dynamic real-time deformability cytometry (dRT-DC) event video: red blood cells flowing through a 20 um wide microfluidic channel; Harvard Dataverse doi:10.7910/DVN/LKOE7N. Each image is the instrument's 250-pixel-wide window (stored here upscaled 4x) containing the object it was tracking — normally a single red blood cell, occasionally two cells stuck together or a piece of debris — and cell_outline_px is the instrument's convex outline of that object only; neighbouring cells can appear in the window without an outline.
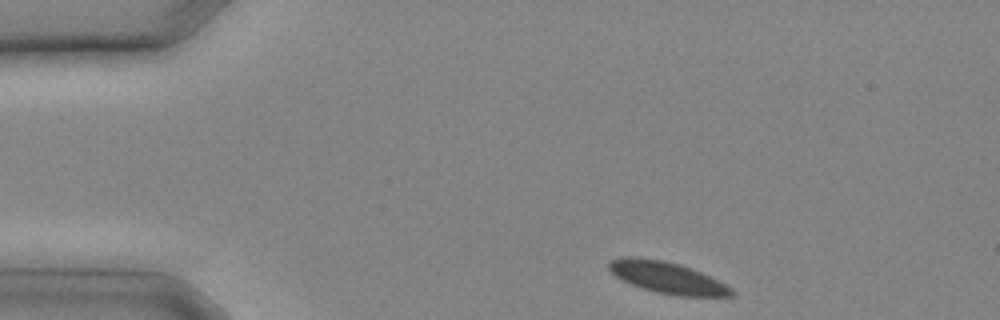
{"species": "common noctule bat (a hibernating species)", "species_latin": "Nyctalus noctula", "temperature_condition": "cold", "stored_images_in_passage": 8, "camera_frame_rate_fps": 3000, "um_per_image_px": 0.085, "animal": {"sex": "male", "body_mass_g": 20.4}, "frame": {"image": 1, "passage_image": 1, "time_ms": 0.0, "image_size_px": [1000, 320], "cell_outline_px": [[736, 296], [676, 296], [656, 292], [632, 284], [616, 276], [608, 268], [608, 260], [620, 256], [636, 256], [660, 260], [676, 264], [700, 272], [732, 288], [736, 292]], "centroid_in_image_um": [56.69, 23.59], "position_along_channel_um": 28.3, "area_um2": 22.25}}
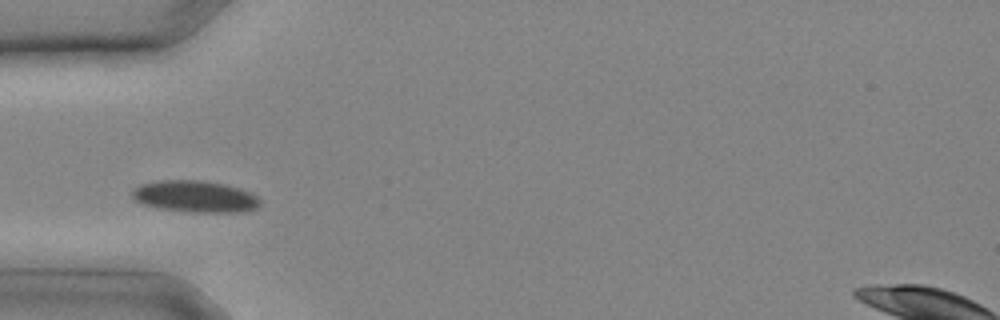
{"frame": {"image": 2, "passage_image": 5, "time_ms": 1.333, "image_size_px": [1000, 320], "cell_outline_px": [[260, 204], [256, 208], [244, 212], [192, 212], [160, 208], [144, 204], [136, 200], [132, 196], [132, 188], [140, 184], [160, 180], [204, 180], [224, 184], [240, 188], [252, 192], [260, 200]], "centroid_in_image_um": [16.6, 16.69], "position_along_channel_um": 68.4, "area_um2": 23.7}}
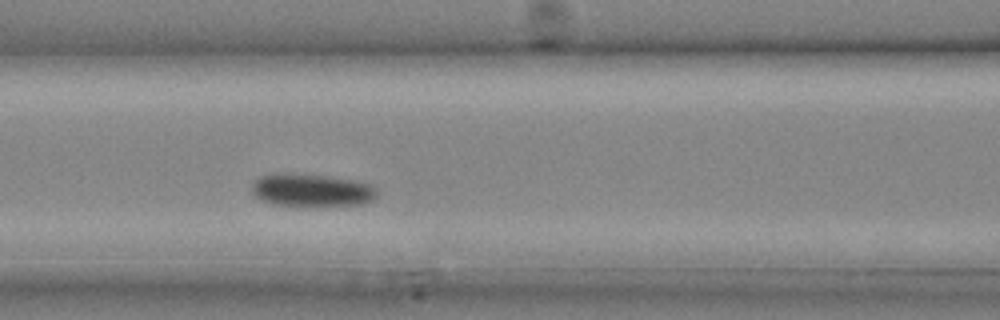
{"frame": {"image": 3, "passage_image": 8, "time_ms": 2.333, "image_size_px": [1000, 320], "cell_outline_px": [[376, 196], [372, 200], [360, 204], [308, 208], [304, 208], [272, 204], [260, 200], [252, 192], [252, 184], [260, 176], [272, 172], [288, 172], [324, 176], [356, 180], [372, 184], [376, 188]], "centroid_in_image_um": [26.45, 16.19], "position_along_channel_um": 140.2, "area_um2": 24.91}}